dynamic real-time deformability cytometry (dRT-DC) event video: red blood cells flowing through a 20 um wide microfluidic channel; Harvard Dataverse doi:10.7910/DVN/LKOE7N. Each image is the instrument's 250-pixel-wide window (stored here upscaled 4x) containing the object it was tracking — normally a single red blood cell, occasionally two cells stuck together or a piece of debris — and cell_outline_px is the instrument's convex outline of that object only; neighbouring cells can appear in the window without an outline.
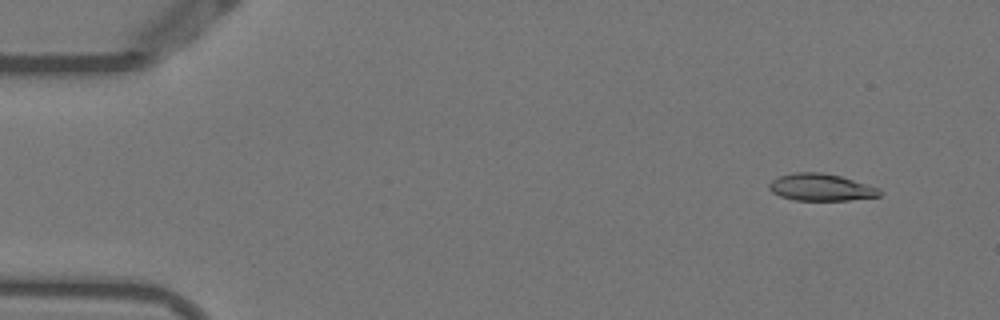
{"species": "Egyptian fruit bat (a non-hibernating species)", "species_latin": "Rousettus aegyptiacus", "temperature_condition": "warm", "stored_images_in_passage": 50, "camera_frame_rate_fps": 3000, "um_per_image_px": 0.085, "animal": {"sex": "female"}, "frame": {"image": 1, "passage_image": 1, "time_ms": 0.0, "image_size_px": [1000, 320], "cell_outline_px": [[880, 196], [848, 200], [796, 200], [780, 196], [772, 192], [768, 188], [768, 184], [772, 180], [780, 176], [796, 172], [820, 172], [840, 176], [880, 188]], "centroid_in_image_um": [69.76, 15.92], "position_along_channel_um": 15.2, "area_um2": 17.28}}
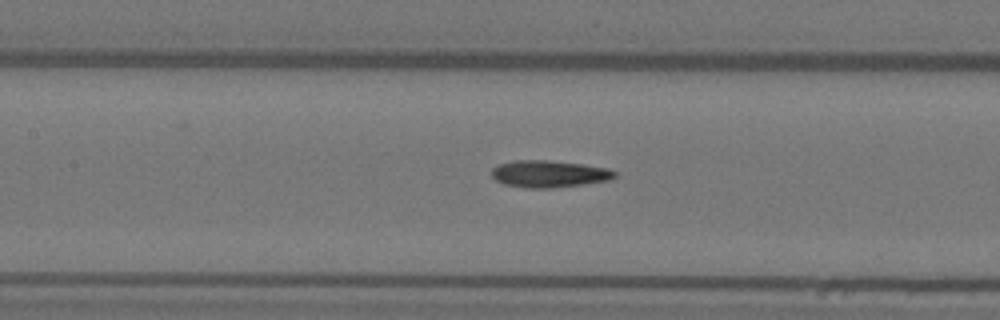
{"frame": {"image": 2, "passage_image": 21, "time_ms": 6.667, "image_size_px": [1000, 320], "cell_outline_px": [[616, 176], [608, 180], [552, 188], [524, 188], [504, 184], [496, 180], [492, 176], [492, 168], [500, 164], [516, 160], [548, 160], [580, 164], [604, 168], [616, 172]], "centroid_in_image_um": [46.61, 14.78], "position_along_channel_um": 160.8, "area_um2": 19.02}}
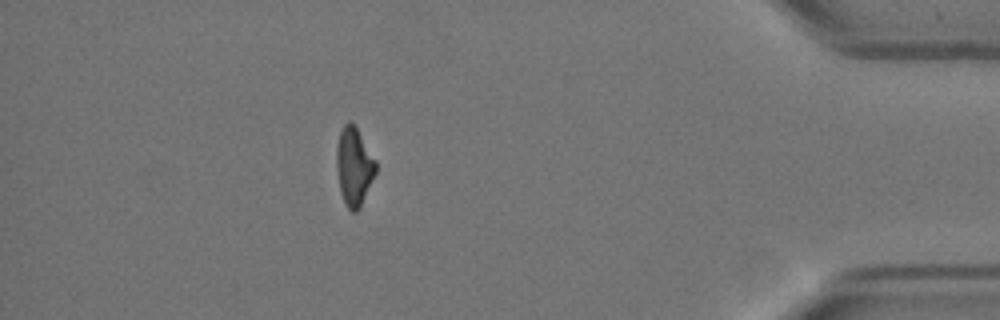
{"frame": {"image": 3, "passage_image": 44, "time_ms": 14.333, "image_size_px": [1000, 320], "cell_outline_px": [[376, 172], [360, 208], [356, 212], [352, 212], [344, 204], [340, 192], [336, 168], [336, 148], [340, 132], [344, 124], [348, 120], [356, 128], [376, 160]], "centroid_in_image_um": [30.08, 14.19], "position_along_channel_um": 405.1, "area_um2": 17.86}, "authors_computed_cell_mechanics": {"area_um2": 18.6116, "velocity_mm_per_s": 3.8041, "shape_relaxation_time_tau1_ms": 7.7189, "shape_relaxation_time_tau2_ms": 3.9531, "deformation_change_tau1": 0.2359, "deformation_change_tau2": 0.1236}}